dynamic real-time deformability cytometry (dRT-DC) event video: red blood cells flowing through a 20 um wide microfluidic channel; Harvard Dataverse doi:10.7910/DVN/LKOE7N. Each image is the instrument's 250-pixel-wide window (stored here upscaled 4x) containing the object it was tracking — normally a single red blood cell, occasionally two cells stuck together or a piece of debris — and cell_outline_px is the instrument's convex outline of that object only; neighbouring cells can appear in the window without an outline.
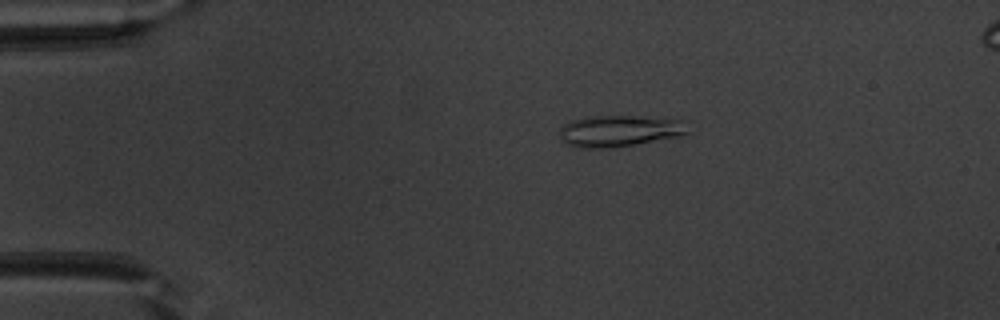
{"species": "common noctule bat (a hibernating species)", "species_latin": "Nyctalus noctula", "temperature_condition": "warm", "stored_images_in_passage": 42, "camera_frame_rate_fps": 3000, "um_per_image_px": 0.085, "animal": {"sex": "male", "body_mass_g": 20.1, "forearm_length_mm": 53.5}, "frame": {"image": 1, "passage_image": 1, "time_ms": 0.0, "image_size_px": [1000, 320], "cell_outline_px": [[688, 132], [680, 136], [636, 144], [600, 148], [576, 148], [560, 140], [560, 128], [568, 120], [588, 116], [632, 116], [688, 120]], "centroid_in_image_um": [52.64, 11.12], "position_along_channel_um": 32.4, "area_um2": 23.7}}
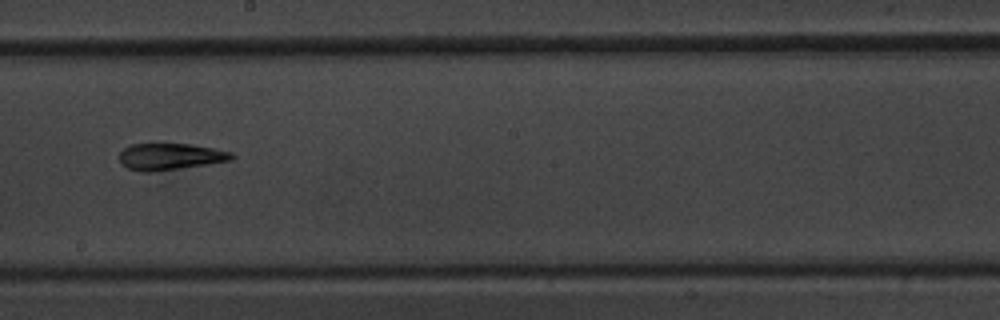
{"frame": {"image": 2, "passage_image": 20, "time_ms": 6.333, "image_size_px": [1000, 320], "cell_outline_px": [[236, 156], [232, 160], [208, 164], [148, 172], [140, 172], [128, 168], [120, 164], [120, 152], [124, 148], [132, 144], [192, 144], [232, 152]], "centroid_in_image_um": [14.47, 13.31], "position_along_channel_um": 233.7, "area_um2": 17.34}}
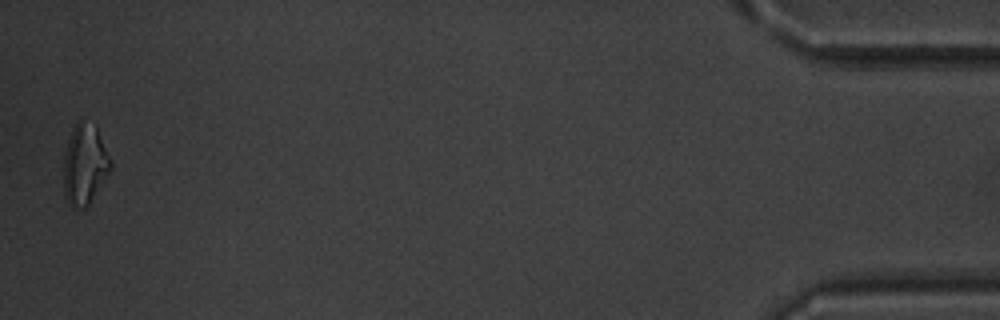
{"frame": {"image": 3, "passage_image": 41, "time_ms": 13.333, "image_size_px": [1000, 320], "cell_outline_px": [[112, 168], [88, 204], [84, 208], [72, 208], [68, 204], [64, 196], [64, 152], [72, 128], [80, 120], [96, 124], [112, 160]], "centroid_in_image_um": [7.21, 13.96], "position_along_channel_um": 428.0, "area_um2": 22.2}, "authors_computed_cell_mechanics": {"area_um2": 18.0336, "velocity_mm_per_s": 4.0126, "shape_relaxation_time_tau1_ms": 5.7401, "shape_relaxation_time_tau2_ms": 3.2764, "deformation_change_tau1": 0.1824, "deformation_change_tau2": 0.1475}}